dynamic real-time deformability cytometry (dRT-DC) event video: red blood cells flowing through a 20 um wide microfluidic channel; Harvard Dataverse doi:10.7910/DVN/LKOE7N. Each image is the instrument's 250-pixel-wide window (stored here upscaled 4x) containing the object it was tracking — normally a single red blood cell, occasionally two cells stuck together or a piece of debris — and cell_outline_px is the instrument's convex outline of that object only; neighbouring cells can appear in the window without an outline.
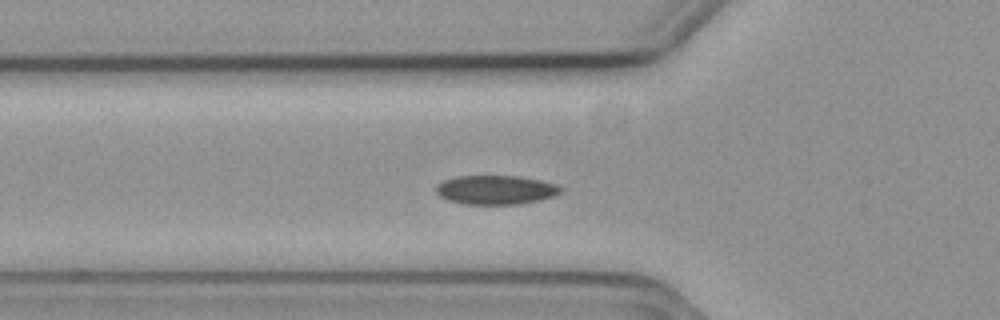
{"species": "common noctule bat (a hibernating species)", "species_latin": "Nyctalus noctula", "temperature_condition": "cold", "stored_images_in_passage": 40, "segment_of_instrument_passage": [1, 2], "camera_frame_rate_fps": 3000, "um_per_image_px": 0.085, "animal": {"sex": "female", "body_mass_g": 19.3, "forearm_length_mm": 54.1}, "frame": {"image": 1, "passage_image": 2, "time_ms": 0.333, "image_size_px": [1000, 320], "cell_outline_px": [[564, 192], [556, 196], [540, 200], [520, 204], [464, 204], [448, 200], [440, 196], [436, 192], [436, 184], [444, 180], [456, 176], [520, 176], [560, 184], [564, 188]], "centroid_in_image_um": [42.22, 16.13], "position_along_channel_um": 83.6, "area_um2": 21.5}}
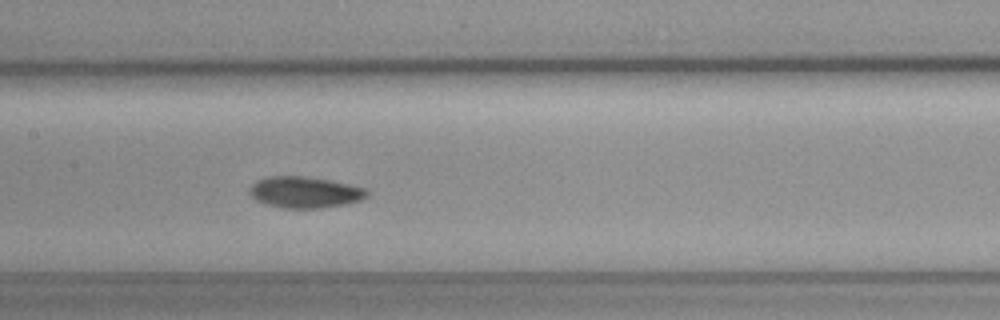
{"frame": {"image": 2, "passage_image": 10, "time_ms": 3.0, "image_size_px": [1000, 320], "cell_outline_px": [[368, 196], [360, 200], [348, 204], [320, 208], [280, 208], [264, 204], [256, 200], [248, 192], [248, 188], [256, 180], [268, 176], [304, 176], [328, 180], [368, 188]], "centroid_in_image_um": [25.89, 16.35], "position_along_channel_um": 181.5, "area_um2": 21.68}}
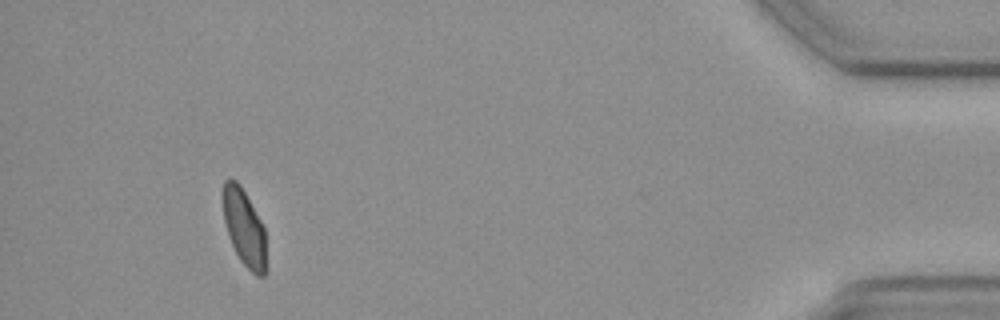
{"frame": {"image": 3, "passage_image": 35, "time_ms": 11.333, "image_size_px": [1000, 320], "cell_outline_px": [[268, 268], [264, 276], [256, 276], [240, 260], [228, 236], [224, 220], [220, 192], [224, 180], [228, 176], [236, 180], [240, 184], [260, 220], [264, 228]], "centroid_in_image_um": [20.74, 19.32], "position_along_channel_um": 414.5, "area_um2": 19.94}}